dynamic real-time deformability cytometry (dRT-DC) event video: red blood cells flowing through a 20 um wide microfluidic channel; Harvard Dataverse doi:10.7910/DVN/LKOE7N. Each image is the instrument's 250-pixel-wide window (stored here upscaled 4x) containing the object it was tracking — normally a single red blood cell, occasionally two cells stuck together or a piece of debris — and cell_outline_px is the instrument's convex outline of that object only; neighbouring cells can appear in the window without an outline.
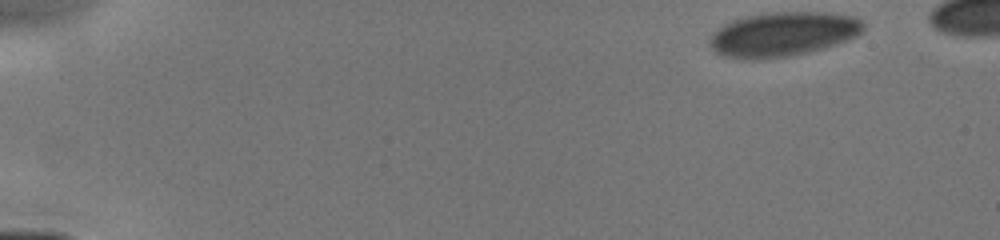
{"species": "human", "species_latin": "Homo sapiens", "temperature_condition": "cold", "stored_images_in_passage": 44, "camera_frame_rate_fps": 3000, "um_per_image_px": 0.085, "donor": {"sex": "male"}, "frame": {"image": 1, "passage_image": 1, "time_ms": 0.0, "image_size_px": [1000, 240], "cell_outline_px": [[864, 28], [856, 36], [848, 40], [824, 48], [792, 56], [752, 60], [740, 60], [724, 56], [716, 52], [708, 44], [708, 40], [712, 32], [724, 24], [732, 20], [748, 16], [768, 12], [832, 12], [856, 16], [864, 24]], "centroid_in_image_um": [66.53, 2.91], "position_along_channel_um": 18.5, "area_um2": 40.29}}
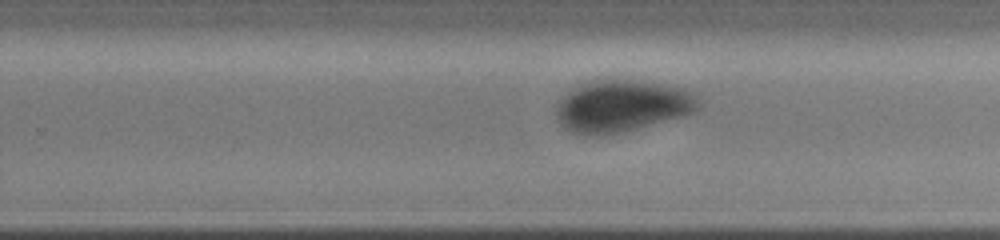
{"frame": {"image": 2, "passage_image": 31, "time_ms": 9.0, "image_size_px": [1000, 240], "cell_outline_px": [[700, 108], [684, 116], [620, 132], [600, 136], [596, 136], [572, 132], [564, 128], [560, 124], [556, 116], [556, 104], [560, 96], [572, 88], [580, 84], [596, 80], [640, 80], [684, 88], [700, 96]], "centroid_in_image_um": [52.86, 9.0], "position_along_channel_um": 276.9, "area_um2": 43.35}}
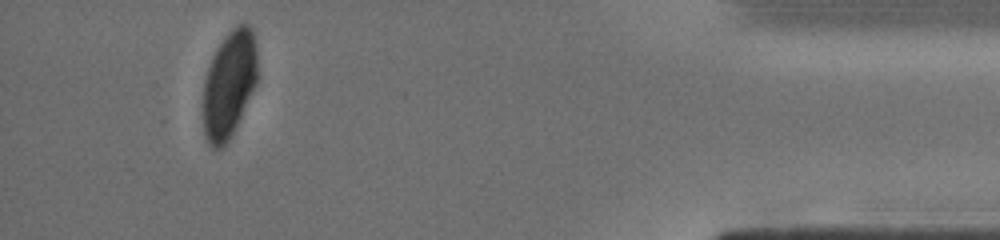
{"frame": {"image": 3, "passage_image": 43, "time_ms": 13.333, "image_size_px": [1000, 240], "cell_outline_px": [[256, 84], [228, 140], [220, 148], [212, 148], [208, 144], [204, 136], [204, 80], [212, 56], [216, 48], [224, 36], [236, 24], [244, 20], [252, 28], [256, 44]], "centroid_in_image_um": [19.47, 7.09], "position_along_channel_um": 415.7, "area_um2": 33.64}}